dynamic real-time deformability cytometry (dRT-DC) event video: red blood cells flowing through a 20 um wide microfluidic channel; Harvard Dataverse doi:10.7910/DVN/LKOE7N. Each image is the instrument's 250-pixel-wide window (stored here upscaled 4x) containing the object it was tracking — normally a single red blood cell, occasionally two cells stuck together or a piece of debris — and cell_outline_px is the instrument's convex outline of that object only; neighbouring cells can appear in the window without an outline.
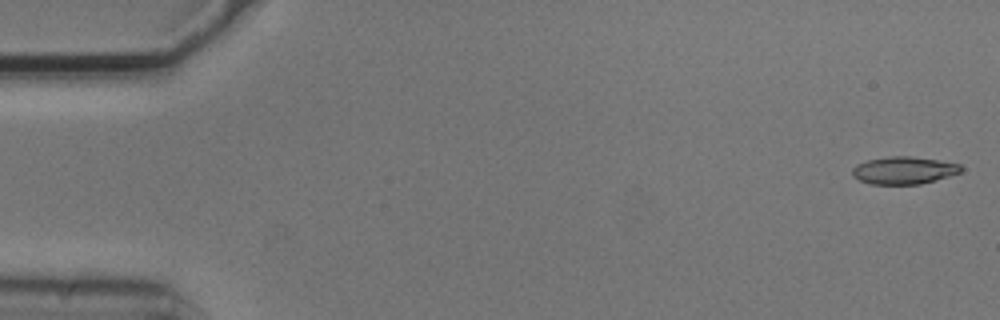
{"species": "common noctule bat (a hibernating species)", "species_latin": "Nyctalus noctula", "temperature_condition": "cold", "stored_images_in_passage": 5, "camera_frame_rate_fps": 3000, "um_per_image_px": 0.085, "animal": {"sex": "male", "body_mass_g": 20.5, "forearm_length_mm": 52.5}, "frame": {"image": 1, "passage_image": 1, "time_ms": 0.0, "image_size_px": [1000, 320], "cell_outline_px": [[964, 168], [960, 172], [948, 176], [920, 184], [872, 184], [860, 180], [852, 176], [852, 168], [856, 164], [868, 160], [892, 156], [912, 156], [960, 164]], "centroid_in_image_um": [76.81, 14.48], "position_along_channel_um": 8.2, "area_um2": 17.22}}
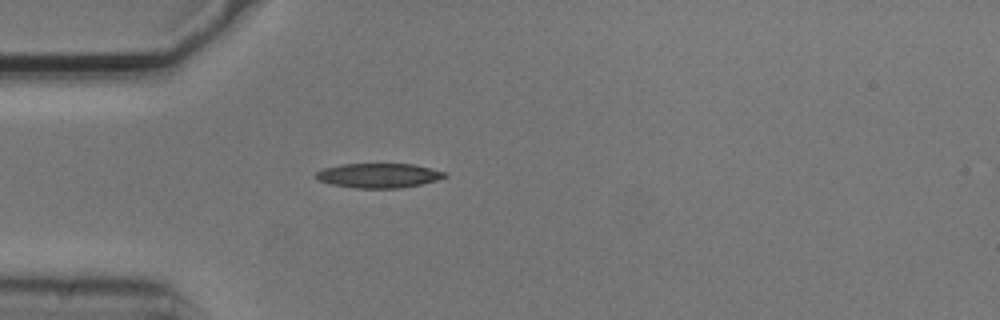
{"frame": {"image": 2, "passage_image": 5, "time_ms": 1.333, "image_size_px": [1000, 320], "cell_outline_px": [[448, 176], [436, 180], [420, 184], [400, 188], [352, 188], [328, 184], [316, 180], [316, 172], [324, 168], [340, 164], [416, 164], [448, 172]], "centroid_in_image_um": [32.18, 14.92], "position_along_channel_um": 52.8, "area_um2": 18.67}}